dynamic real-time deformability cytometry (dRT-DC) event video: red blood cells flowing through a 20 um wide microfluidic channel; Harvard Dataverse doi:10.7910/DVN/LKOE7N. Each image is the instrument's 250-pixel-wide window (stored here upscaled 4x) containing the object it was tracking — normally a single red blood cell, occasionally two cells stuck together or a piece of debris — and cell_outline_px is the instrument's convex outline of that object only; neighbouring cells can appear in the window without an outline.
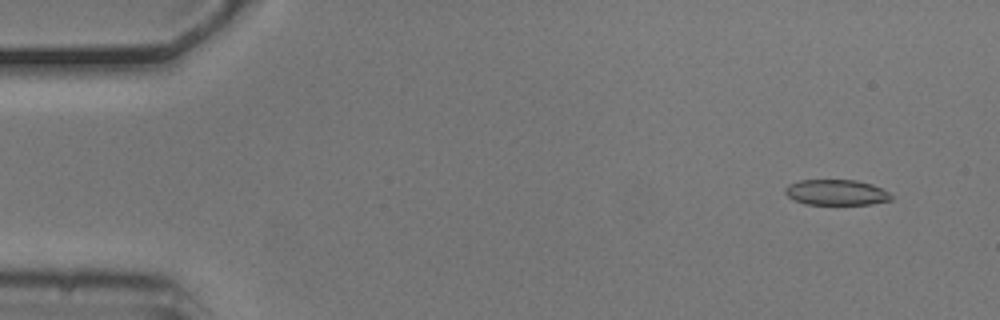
{"species": "common noctule bat (a hibernating species)", "species_latin": "Nyctalus noctula", "temperature_condition": "cold", "stored_images_in_passage": 51, "camera_frame_rate_fps": 3000, "um_per_image_px": 0.085, "animal": {"sex": "male", "body_mass_g": 20.5, "forearm_length_mm": 52.5}, "frame": {"image": 1, "passage_image": 1, "time_ms": 0.0, "image_size_px": [1000, 320], "cell_outline_px": [[892, 200], [872, 204], [804, 204], [788, 196], [784, 192], [784, 188], [788, 184], [800, 180], [856, 180], [872, 184], [888, 192], [892, 196]], "centroid_in_image_um": [71.08, 16.35], "position_along_channel_um": 13.9, "area_um2": 15.78}}
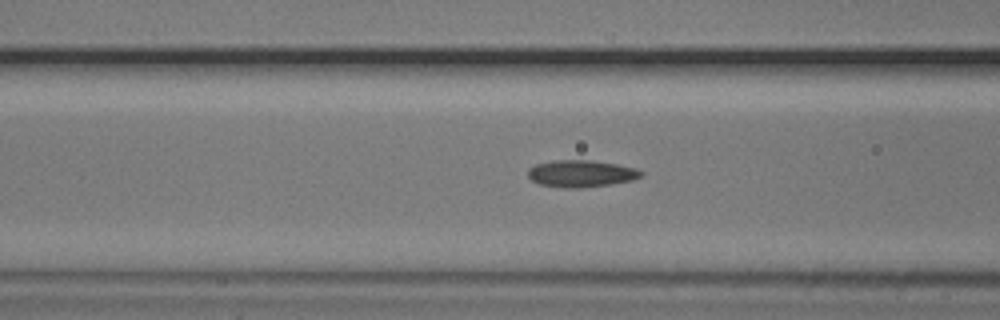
{"frame": {"image": 2, "passage_image": 18, "time_ms": 5.667, "image_size_px": [1000, 320], "cell_outline_px": [[644, 172], [640, 176], [632, 180], [612, 184], [580, 188], [564, 188], [540, 184], [532, 180], [528, 176], [528, 168], [536, 164], [556, 160], [592, 160], [616, 164], [636, 168]], "centroid_in_image_um": [49.39, 14.75], "position_along_channel_um": 117.2, "area_um2": 17.74}}
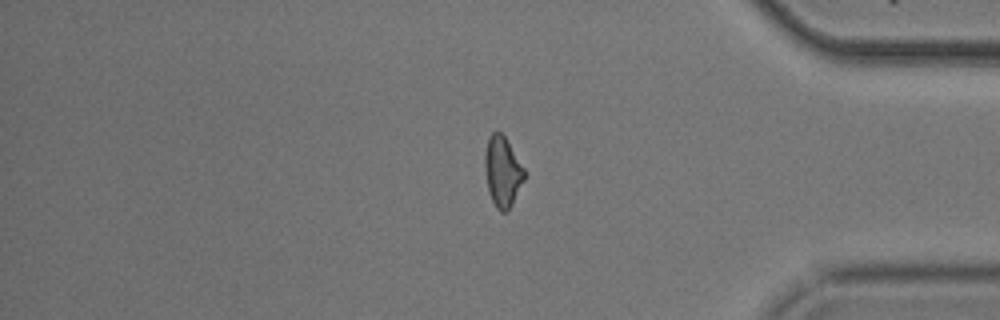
{"frame": {"image": 3, "passage_image": 42, "time_ms": 13.667, "image_size_px": [1000, 320], "cell_outline_px": [[528, 172], [508, 212], [500, 212], [496, 208], [488, 192], [484, 168], [484, 152], [488, 136], [492, 132], [500, 132], [504, 136]], "centroid_in_image_um": [42.72, 14.59], "position_along_channel_um": 392.5, "area_um2": 16.59}, "authors_computed_cell_mechanics": {"area_um2": 16.5886, "velocity_mm_per_s": 3.7341, "shape_relaxation_time_tau1_ms": null, "shape_relaxation_time_tau2_ms": 3.193, "deformation_change_tau1": null, "deformation_change_tau2": 0.1101}}